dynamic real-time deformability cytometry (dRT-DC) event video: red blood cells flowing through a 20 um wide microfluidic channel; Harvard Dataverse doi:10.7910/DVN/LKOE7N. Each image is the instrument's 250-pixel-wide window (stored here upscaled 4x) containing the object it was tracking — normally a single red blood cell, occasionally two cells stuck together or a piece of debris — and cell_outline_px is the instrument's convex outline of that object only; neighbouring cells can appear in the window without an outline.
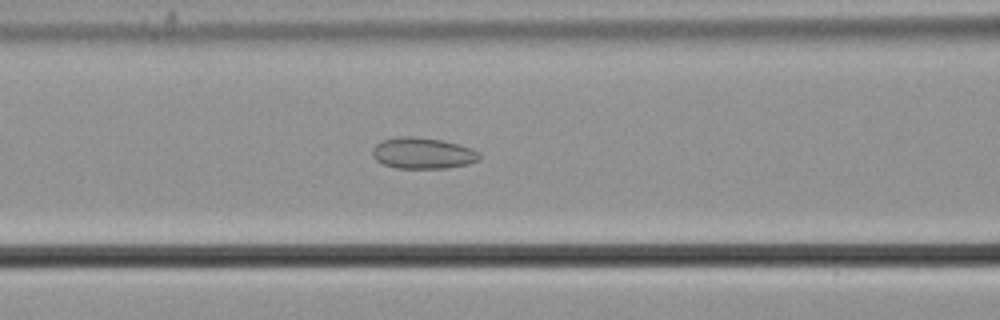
{"species": "common noctule bat (a hibernating species)", "species_latin": "Nyctalus noctula", "temperature_condition": "cold", "stored_images_in_passage": 25, "camera_frame_rate_fps": 3000, "um_per_image_px": 0.085, "animal": {"sex": "male", "body_mass_g": 21.5, "forearm_length_mm": 52.0}, "frame": {"image": 1, "passage_image": 24, "time_ms": 7.667, "image_size_px": [1000, 320], "cell_outline_px": [[480, 160], [468, 164], [448, 168], [396, 168], [384, 164], [376, 160], [372, 156], [372, 148], [376, 144], [384, 140], [400, 136], [412, 136], [440, 140], [472, 148], [480, 156]], "centroid_in_image_um": [35.92, 13.03], "position_along_channel_um": 130.7, "area_um2": 19.31}}